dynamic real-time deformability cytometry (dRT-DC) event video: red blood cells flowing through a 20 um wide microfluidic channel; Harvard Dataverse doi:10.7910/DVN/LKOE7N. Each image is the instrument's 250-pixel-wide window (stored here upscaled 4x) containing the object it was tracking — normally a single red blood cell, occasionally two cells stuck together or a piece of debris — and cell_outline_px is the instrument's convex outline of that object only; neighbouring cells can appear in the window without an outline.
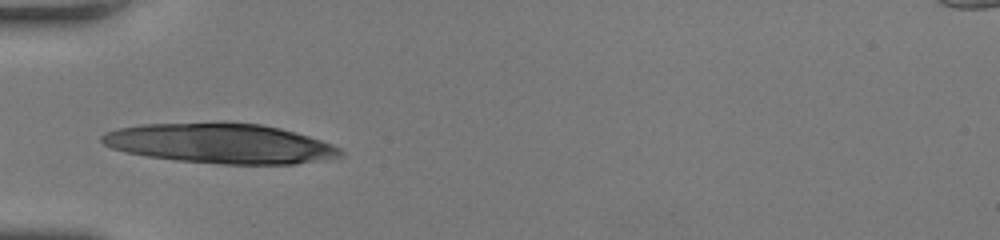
{"species": "human", "species_latin": "Homo sapiens", "temperature_condition": "room temperature", "stored_images_in_passage": 11, "camera_frame_rate_fps": 3000, "um_per_image_px": 0.085, "donor": {"sex": "female"}, "frame": {"image": 1, "passage_image": 1, "time_ms": 0.0, "image_size_px": [1000, 240], "cell_outline_px": [[344, 156], [324, 160], [296, 164], [220, 164], [176, 160], [148, 156], [124, 152], [112, 148], [104, 144], [100, 140], [100, 136], [104, 132], [116, 128], [140, 124], [224, 120], [260, 124], [280, 128], [308, 136], [332, 144], [340, 148], [344, 152]], "centroid_in_image_um": [18.7, 12.16], "position_along_channel_um": 66.3, "area_um2": 56.64}}